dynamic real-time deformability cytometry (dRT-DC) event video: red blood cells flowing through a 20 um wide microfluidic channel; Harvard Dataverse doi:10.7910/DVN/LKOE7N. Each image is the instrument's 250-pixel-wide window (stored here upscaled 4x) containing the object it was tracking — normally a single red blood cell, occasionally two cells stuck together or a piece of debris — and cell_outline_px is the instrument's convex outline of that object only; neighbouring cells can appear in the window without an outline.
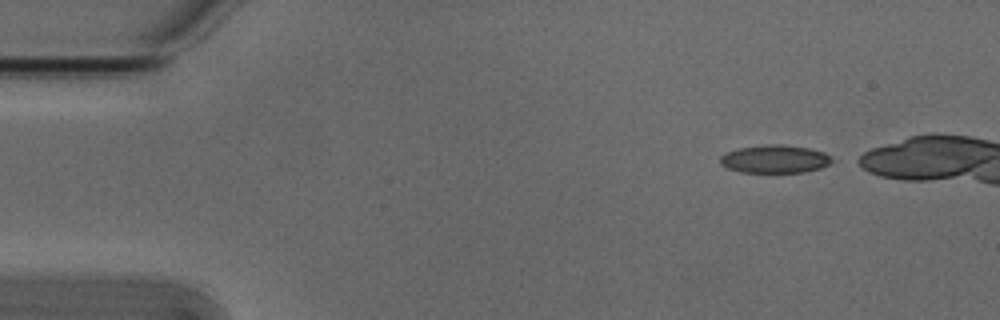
{"species": "Egyptian fruit bat (a non-hibernating species)", "species_latin": "Rousettus aegyptiacus", "temperature_condition": "cold", "stored_images_in_passage": 4, "camera_frame_rate_fps": 3000, "um_per_image_px": 0.085, "animal": {"sex": "male"}, "frame": {"image": 1, "passage_image": 1, "time_ms": 0.0, "image_size_px": [1000, 320], "cell_outline_px": [[832, 160], [828, 164], [820, 168], [804, 172], [740, 172], [728, 168], [720, 164], [720, 156], [724, 152], [736, 148], [764, 144], [780, 144], [808, 148], [824, 152]], "centroid_in_image_um": [65.79, 13.51], "position_along_channel_um": 19.2, "area_um2": 18.26}}